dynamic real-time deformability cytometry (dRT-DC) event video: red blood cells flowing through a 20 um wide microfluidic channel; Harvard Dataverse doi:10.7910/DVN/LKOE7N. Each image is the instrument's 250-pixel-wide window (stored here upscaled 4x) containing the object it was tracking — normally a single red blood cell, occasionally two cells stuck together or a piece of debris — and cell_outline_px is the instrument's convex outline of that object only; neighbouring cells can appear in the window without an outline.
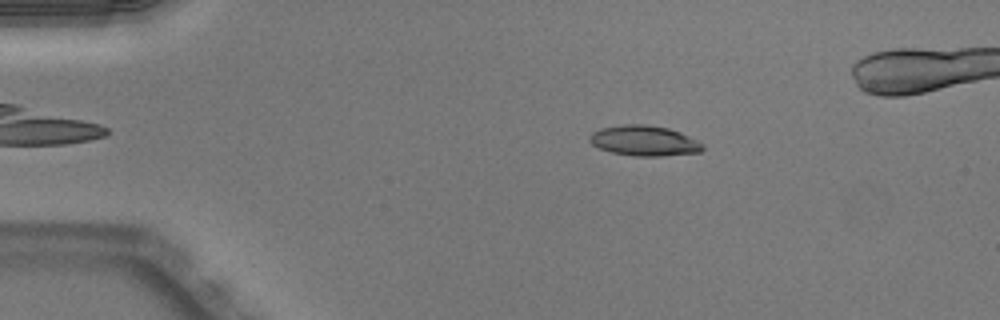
{"species": "Egyptian fruit bat (a non-hibernating species)", "species_latin": "Rousettus aegyptiacus", "temperature_condition": "warm", "stored_images_in_passage": 39, "camera_frame_rate_fps": 3000, "um_per_image_px": 0.085, "animal": {"sex": "male"}, "frame": {"image": 1, "passage_image": 1, "time_ms": 0.0, "image_size_px": [1000, 320], "cell_outline_px": [[704, 148], [700, 152], [660, 156], [632, 156], [612, 152], [600, 148], [592, 144], [588, 140], [588, 136], [592, 132], [600, 128], [620, 124], [644, 124], [668, 128], [680, 132], [704, 144]], "centroid_in_image_um": [54.73, 11.95], "position_along_channel_um": 30.3, "area_um2": 20.06}}
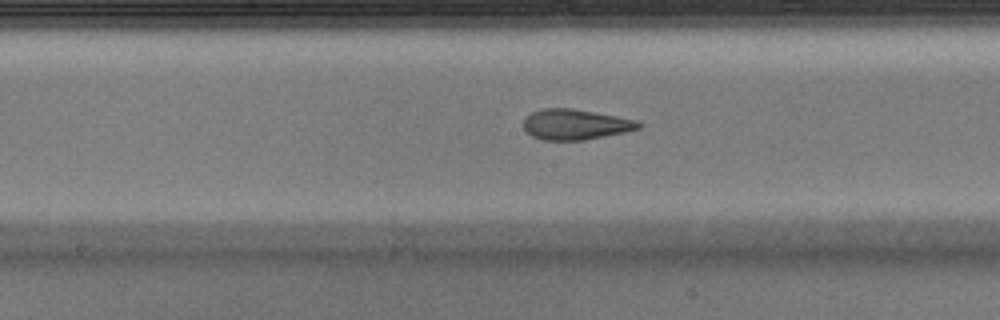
{"frame": {"image": 2, "passage_image": 18, "time_ms": 5.667, "image_size_px": [1000, 320], "cell_outline_px": [[644, 124], [640, 128], [628, 132], [584, 140], [544, 140], [532, 136], [524, 132], [524, 120], [532, 112], [544, 108], [572, 108], [640, 120]], "centroid_in_image_um": [48.97, 10.58], "position_along_channel_um": 199.2, "area_um2": 20.69}}
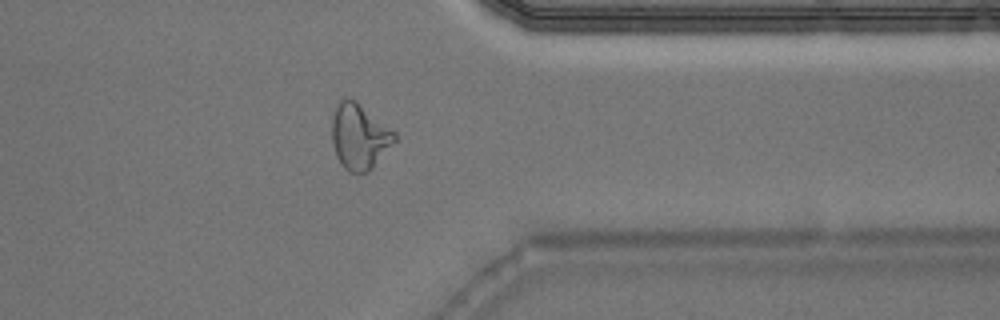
{"frame": {"image": 3, "passage_image": 32, "time_ms": 10.333, "image_size_px": [1000, 320], "cell_outline_px": [[396, 140], [372, 168], [368, 172], [348, 172], [344, 168], [336, 156], [332, 140], [332, 120], [336, 108], [340, 100], [344, 96], [356, 100], [396, 132]], "centroid_in_image_um": [30.54, 11.59], "position_along_channel_um": 380.9, "area_um2": 23.87}}